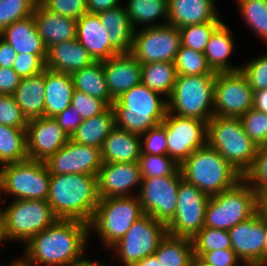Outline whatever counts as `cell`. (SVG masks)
Listing matches in <instances>:
<instances>
[{
    "label": "cell",
    "mask_w": 267,
    "mask_h": 266,
    "mask_svg": "<svg viewBox=\"0 0 267 266\" xmlns=\"http://www.w3.org/2000/svg\"><path fill=\"white\" fill-rule=\"evenodd\" d=\"M167 129L168 156L179 165L194 151L207 144V122L167 111L162 122Z\"/></svg>",
    "instance_id": "cell-16"
},
{
    "label": "cell",
    "mask_w": 267,
    "mask_h": 266,
    "mask_svg": "<svg viewBox=\"0 0 267 266\" xmlns=\"http://www.w3.org/2000/svg\"><path fill=\"white\" fill-rule=\"evenodd\" d=\"M88 13L98 14L108 9L115 8L120 4V0H86Z\"/></svg>",
    "instance_id": "cell-56"
},
{
    "label": "cell",
    "mask_w": 267,
    "mask_h": 266,
    "mask_svg": "<svg viewBox=\"0 0 267 266\" xmlns=\"http://www.w3.org/2000/svg\"><path fill=\"white\" fill-rule=\"evenodd\" d=\"M76 39L94 61L108 60L119 52L110 44L98 14L86 13L77 20Z\"/></svg>",
    "instance_id": "cell-22"
},
{
    "label": "cell",
    "mask_w": 267,
    "mask_h": 266,
    "mask_svg": "<svg viewBox=\"0 0 267 266\" xmlns=\"http://www.w3.org/2000/svg\"><path fill=\"white\" fill-rule=\"evenodd\" d=\"M72 79L75 90L102 100L108 107L113 105L114 99L107 87L103 61H94L74 72Z\"/></svg>",
    "instance_id": "cell-33"
},
{
    "label": "cell",
    "mask_w": 267,
    "mask_h": 266,
    "mask_svg": "<svg viewBox=\"0 0 267 266\" xmlns=\"http://www.w3.org/2000/svg\"><path fill=\"white\" fill-rule=\"evenodd\" d=\"M115 127V114L109 106L101 114L85 119L70 137L75 143L101 149L104 140Z\"/></svg>",
    "instance_id": "cell-32"
},
{
    "label": "cell",
    "mask_w": 267,
    "mask_h": 266,
    "mask_svg": "<svg viewBox=\"0 0 267 266\" xmlns=\"http://www.w3.org/2000/svg\"><path fill=\"white\" fill-rule=\"evenodd\" d=\"M0 124L27 129L28 120L13 95L0 94Z\"/></svg>",
    "instance_id": "cell-46"
},
{
    "label": "cell",
    "mask_w": 267,
    "mask_h": 266,
    "mask_svg": "<svg viewBox=\"0 0 267 266\" xmlns=\"http://www.w3.org/2000/svg\"><path fill=\"white\" fill-rule=\"evenodd\" d=\"M47 54H17L12 69L21 77L27 78L45 70Z\"/></svg>",
    "instance_id": "cell-50"
},
{
    "label": "cell",
    "mask_w": 267,
    "mask_h": 266,
    "mask_svg": "<svg viewBox=\"0 0 267 266\" xmlns=\"http://www.w3.org/2000/svg\"><path fill=\"white\" fill-rule=\"evenodd\" d=\"M166 234V224L144 214L111 249L117 253L124 266H132L142 258L154 254Z\"/></svg>",
    "instance_id": "cell-11"
},
{
    "label": "cell",
    "mask_w": 267,
    "mask_h": 266,
    "mask_svg": "<svg viewBox=\"0 0 267 266\" xmlns=\"http://www.w3.org/2000/svg\"><path fill=\"white\" fill-rule=\"evenodd\" d=\"M245 133L256 144H267V114L251 108L240 117Z\"/></svg>",
    "instance_id": "cell-44"
},
{
    "label": "cell",
    "mask_w": 267,
    "mask_h": 266,
    "mask_svg": "<svg viewBox=\"0 0 267 266\" xmlns=\"http://www.w3.org/2000/svg\"><path fill=\"white\" fill-rule=\"evenodd\" d=\"M142 177L138 162L103 163L97 175L100 199L137 195L132 188L141 187ZM134 194H133V193Z\"/></svg>",
    "instance_id": "cell-20"
},
{
    "label": "cell",
    "mask_w": 267,
    "mask_h": 266,
    "mask_svg": "<svg viewBox=\"0 0 267 266\" xmlns=\"http://www.w3.org/2000/svg\"><path fill=\"white\" fill-rule=\"evenodd\" d=\"M232 249L243 261L240 266H263L266 214L257 212L228 230Z\"/></svg>",
    "instance_id": "cell-17"
},
{
    "label": "cell",
    "mask_w": 267,
    "mask_h": 266,
    "mask_svg": "<svg viewBox=\"0 0 267 266\" xmlns=\"http://www.w3.org/2000/svg\"><path fill=\"white\" fill-rule=\"evenodd\" d=\"M2 241H9L6 233L5 221L3 215L0 213V245Z\"/></svg>",
    "instance_id": "cell-60"
},
{
    "label": "cell",
    "mask_w": 267,
    "mask_h": 266,
    "mask_svg": "<svg viewBox=\"0 0 267 266\" xmlns=\"http://www.w3.org/2000/svg\"><path fill=\"white\" fill-rule=\"evenodd\" d=\"M37 0H0V33L15 21L33 15Z\"/></svg>",
    "instance_id": "cell-43"
},
{
    "label": "cell",
    "mask_w": 267,
    "mask_h": 266,
    "mask_svg": "<svg viewBox=\"0 0 267 266\" xmlns=\"http://www.w3.org/2000/svg\"><path fill=\"white\" fill-rule=\"evenodd\" d=\"M127 2V6L124 7L134 31L139 28L137 25L150 28L168 23V0H129ZM160 18L164 19L162 23L158 20Z\"/></svg>",
    "instance_id": "cell-34"
},
{
    "label": "cell",
    "mask_w": 267,
    "mask_h": 266,
    "mask_svg": "<svg viewBox=\"0 0 267 266\" xmlns=\"http://www.w3.org/2000/svg\"><path fill=\"white\" fill-rule=\"evenodd\" d=\"M222 22H208L189 25L179 29L181 45L204 53L213 31Z\"/></svg>",
    "instance_id": "cell-42"
},
{
    "label": "cell",
    "mask_w": 267,
    "mask_h": 266,
    "mask_svg": "<svg viewBox=\"0 0 267 266\" xmlns=\"http://www.w3.org/2000/svg\"><path fill=\"white\" fill-rule=\"evenodd\" d=\"M141 82L150 90L171 96L177 78L174 62H151L141 64Z\"/></svg>",
    "instance_id": "cell-36"
},
{
    "label": "cell",
    "mask_w": 267,
    "mask_h": 266,
    "mask_svg": "<svg viewBox=\"0 0 267 266\" xmlns=\"http://www.w3.org/2000/svg\"><path fill=\"white\" fill-rule=\"evenodd\" d=\"M255 194L258 212L267 215V181L255 188Z\"/></svg>",
    "instance_id": "cell-57"
},
{
    "label": "cell",
    "mask_w": 267,
    "mask_h": 266,
    "mask_svg": "<svg viewBox=\"0 0 267 266\" xmlns=\"http://www.w3.org/2000/svg\"><path fill=\"white\" fill-rule=\"evenodd\" d=\"M27 159L26 129L0 124V166Z\"/></svg>",
    "instance_id": "cell-37"
},
{
    "label": "cell",
    "mask_w": 267,
    "mask_h": 266,
    "mask_svg": "<svg viewBox=\"0 0 267 266\" xmlns=\"http://www.w3.org/2000/svg\"><path fill=\"white\" fill-rule=\"evenodd\" d=\"M245 23L267 45V0H236Z\"/></svg>",
    "instance_id": "cell-38"
},
{
    "label": "cell",
    "mask_w": 267,
    "mask_h": 266,
    "mask_svg": "<svg viewBox=\"0 0 267 266\" xmlns=\"http://www.w3.org/2000/svg\"><path fill=\"white\" fill-rule=\"evenodd\" d=\"M105 264V265H104ZM89 266H106V263L98 262V260L93 261Z\"/></svg>",
    "instance_id": "cell-64"
},
{
    "label": "cell",
    "mask_w": 267,
    "mask_h": 266,
    "mask_svg": "<svg viewBox=\"0 0 267 266\" xmlns=\"http://www.w3.org/2000/svg\"><path fill=\"white\" fill-rule=\"evenodd\" d=\"M94 62L77 39L57 43L47 49L45 67L72 75Z\"/></svg>",
    "instance_id": "cell-25"
},
{
    "label": "cell",
    "mask_w": 267,
    "mask_h": 266,
    "mask_svg": "<svg viewBox=\"0 0 267 266\" xmlns=\"http://www.w3.org/2000/svg\"><path fill=\"white\" fill-rule=\"evenodd\" d=\"M50 175L89 174L97 176L103 161L101 149L69 140L45 161Z\"/></svg>",
    "instance_id": "cell-18"
},
{
    "label": "cell",
    "mask_w": 267,
    "mask_h": 266,
    "mask_svg": "<svg viewBox=\"0 0 267 266\" xmlns=\"http://www.w3.org/2000/svg\"><path fill=\"white\" fill-rule=\"evenodd\" d=\"M0 37L17 54H47V48L37 32L33 15L7 26L0 33Z\"/></svg>",
    "instance_id": "cell-28"
},
{
    "label": "cell",
    "mask_w": 267,
    "mask_h": 266,
    "mask_svg": "<svg viewBox=\"0 0 267 266\" xmlns=\"http://www.w3.org/2000/svg\"><path fill=\"white\" fill-rule=\"evenodd\" d=\"M101 24L108 32L110 44L119 53L131 52L134 29L127 15L126 8L119 5L98 13Z\"/></svg>",
    "instance_id": "cell-30"
},
{
    "label": "cell",
    "mask_w": 267,
    "mask_h": 266,
    "mask_svg": "<svg viewBox=\"0 0 267 266\" xmlns=\"http://www.w3.org/2000/svg\"><path fill=\"white\" fill-rule=\"evenodd\" d=\"M179 28L169 24L134 31L131 54L141 63L174 62L180 49Z\"/></svg>",
    "instance_id": "cell-13"
},
{
    "label": "cell",
    "mask_w": 267,
    "mask_h": 266,
    "mask_svg": "<svg viewBox=\"0 0 267 266\" xmlns=\"http://www.w3.org/2000/svg\"><path fill=\"white\" fill-rule=\"evenodd\" d=\"M74 90L72 75L45 68L44 116L55 117L69 108Z\"/></svg>",
    "instance_id": "cell-27"
},
{
    "label": "cell",
    "mask_w": 267,
    "mask_h": 266,
    "mask_svg": "<svg viewBox=\"0 0 267 266\" xmlns=\"http://www.w3.org/2000/svg\"><path fill=\"white\" fill-rule=\"evenodd\" d=\"M216 74L177 75L168 101V112L208 121L214 116Z\"/></svg>",
    "instance_id": "cell-6"
},
{
    "label": "cell",
    "mask_w": 267,
    "mask_h": 266,
    "mask_svg": "<svg viewBox=\"0 0 267 266\" xmlns=\"http://www.w3.org/2000/svg\"><path fill=\"white\" fill-rule=\"evenodd\" d=\"M50 172L45 162L27 159L0 166V193L13 200L47 201Z\"/></svg>",
    "instance_id": "cell-9"
},
{
    "label": "cell",
    "mask_w": 267,
    "mask_h": 266,
    "mask_svg": "<svg viewBox=\"0 0 267 266\" xmlns=\"http://www.w3.org/2000/svg\"><path fill=\"white\" fill-rule=\"evenodd\" d=\"M257 212L255 189L242 179L232 188L210 197L204 227L229 230Z\"/></svg>",
    "instance_id": "cell-8"
},
{
    "label": "cell",
    "mask_w": 267,
    "mask_h": 266,
    "mask_svg": "<svg viewBox=\"0 0 267 266\" xmlns=\"http://www.w3.org/2000/svg\"><path fill=\"white\" fill-rule=\"evenodd\" d=\"M210 197L183 178L180 180L176 213L166 224L167 234L192 239L203 227Z\"/></svg>",
    "instance_id": "cell-12"
},
{
    "label": "cell",
    "mask_w": 267,
    "mask_h": 266,
    "mask_svg": "<svg viewBox=\"0 0 267 266\" xmlns=\"http://www.w3.org/2000/svg\"><path fill=\"white\" fill-rule=\"evenodd\" d=\"M39 2L49 11L75 20L88 13L86 0H41Z\"/></svg>",
    "instance_id": "cell-49"
},
{
    "label": "cell",
    "mask_w": 267,
    "mask_h": 266,
    "mask_svg": "<svg viewBox=\"0 0 267 266\" xmlns=\"http://www.w3.org/2000/svg\"><path fill=\"white\" fill-rule=\"evenodd\" d=\"M21 79L12 68L0 67V94L13 95Z\"/></svg>",
    "instance_id": "cell-54"
},
{
    "label": "cell",
    "mask_w": 267,
    "mask_h": 266,
    "mask_svg": "<svg viewBox=\"0 0 267 266\" xmlns=\"http://www.w3.org/2000/svg\"><path fill=\"white\" fill-rule=\"evenodd\" d=\"M180 169L174 175L144 178L137 191L144 214L167 224L176 213Z\"/></svg>",
    "instance_id": "cell-14"
},
{
    "label": "cell",
    "mask_w": 267,
    "mask_h": 266,
    "mask_svg": "<svg viewBox=\"0 0 267 266\" xmlns=\"http://www.w3.org/2000/svg\"><path fill=\"white\" fill-rule=\"evenodd\" d=\"M240 70L254 92L267 89V53L249 60Z\"/></svg>",
    "instance_id": "cell-47"
},
{
    "label": "cell",
    "mask_w": 267,
    "mask_h": 266,
    "mask_svg": "<svg viewBox=\"0 0 267 266\" xmlns=\"http://www.w3.org/2000/svg\"><path fill=\"white\" fill-rule=\"evenodd\" d=\"M70 107L72 110L77 111L83 120L97 116L108 108L102 100L78 90L73 92Z\"/></svg>",
    "instance_id": "cell-48"
},
{
    "label": "cell",
    "mask_w": 267,
    "mask_h": 266,
    "mask_svg": "<svg viewBox=\"0 0 267 266\" xmlns=\"http://www.w3.org/2000/svg\"><path fill=\"white\" fill-rule=\"evenodd\" d=\"M90 234L88 223L58 219L25 243L22 257L30 266H89L95 261L84 255Z\"/></svg>",
    "instance_id": "cell-1"
},
{
    "label": "cell",
    "mask_w": 267,
    "mask_h": 266,
    "mask_svg": "<svg viewBox=\"0 0 267 266\" xmlns=\"http://www.w3.org/2000/svg\"><path fill=\"white\" fill-rule=\"evenodd\" d=\"M253 108L267 114V89L254 92Z\"/></svg>",
    "instance_id": "cell-58"
},
{
    "label": "cell",
    "mask_w": 267,
    "mask_h": 266,
    "mask_svg": "<svg viewBox=\"0 0 267 266\" xmlns=\"http://www.w3.org/2000/svg\"><path fill=\"white\" fill-rule=\"evenodd\" d=\"M138 163L142 179L174 175L180 169L168 155L140 154Z\"/></svg>",
    "instance_id": "cell-41"
},
{
    "label": "cell",
    "mask_w": 267,
    "mask_h": 266,
    "mask_svg": "<svg viewBox=\"0 0 267 266\" xmlns=\"http://www.w3.org/2000/svg\"><path fill=\"white\" fill-rule=\"evenodd\" d=\"M99 199L97 176L50 175L47 202L58 219L79 220L89 224Z\"/></svg>",
    "instance_id": "cell-2"
},
{
    "label": "cell",
    "mask_w": 267,
    "mask_h": 266,
    "mask_svg": "<svg viewBox=\"0 0 267 266\" xmlns=\"http://www.w3.org/2000/svg\"><path fill=\"white\" fill-rule=\"evenodd\" d=\"M215 0H168V23L177 28L223 22Z\"/></svg>",
    "instance_id": "cell-23"
},
{
    "label": "cell",
    "mask_w": 267,
    "mask_h": 266,
    "mask_svg": "<svg viewBox=\"0 0 267 266\" xmlns=\"http://www.w3.org/2000/svg\"><path fill=\"white\" fill-rule=\"evenodd\" d=\"M243 179L255 189L267 181V144L258 147L252 167L243 175Z\"/></svg>",
    "instance_id": "cell-51"
},
{
    "label": "cell",
    "mask_w": 267,
    "mask_h": 266,
    "mask_svg": "<svg viewBox=\"0 0 267 266\" xmlns=\"http://www.w3.org/2000/svg\"><path fill=\"white\" fill-rule=\"evenodd\" d=\"M143 215L144 212L136 195L99 199L89 223V231L92 232L94 229L103 246L111 248Z\"/></svg>",
    "instance_id": "cell-7"
},
{
    "label": "cell",
    "mask_w": 267,
    "mask_h": 266,
    "mask_svg": "<svg viewBox=\"0 0 267 266\" xmlns=\"http://www.w3.org/2000/svg\"><path fill=\"white\" fill-rule=\"evenodd\" d=\"M180 171L184 180L209 197L232 188L243 179V175L208 144L183 161Z\"/></svg>",
    "instance_id": "cell-4"
},
{
    "label": "cell",
    "mask_w": 267,
    "mask_h": 266,
    "mask_svg": "<svg viewBox=\"0 0 267 266\" xmlns=\"http://www.w3.org/2000/svg\"><path fill=\"white\" fill-rule=\"evenodd\" d=\"M191 240L196 257L205 252L232 248L228 230L203 227Z\"/></svg>",
    "instance_id": "cell-40"
},
{
    "label": "cell",
    "mask_w": 267,
    "mask_h": 266,
    "mask_svg": "<svg viewBox=\"0 0 267 266\" xmlns=\"http://www.w3.org/2000/svg\"><path fill=\"white\" fill-rule=\"evenodd\" d=\"M235 42L230 28L224 21L213 31L204 50L207 63L215 73L233 72L240 66L231 65L228 59L234 51Z\"/></svg>",
    "instance_id": "cell-29"
},
{
    "label": "cell",
    "mask_w": 267,
    "mask_h": 266,
    "mask_svg": "<svg viewBox=\"0 0 267 266\" xmlns=\"http://www.w3.org/2000/svg\"><path fill=\"white\" fill-rule=\"evenodd\" d=\"M200 258L209 266H239L242 262L232 248L205 252Z\"/></svg>",
    "instance_id": "cell-52"
},
{
    "label": "cell",
    "mask_w": 267,
    "mask_h": 266,
    "mask_svg": "<svg viewBox=\"0 0 267 266\" xmlns=\"http://www.w3.org/2000/svg\"><path fill=\"white\" fill-rule=\"evenodd\" d=\"M26 133L28 159L43 162L70 140L53 117L28 120Z\"/></svg>",
    "instance_id": "cell-19"
},
{
    "label": "cell",
    "mask_w": 267,
    "mask_h": 266,
    "mask_svg": "<svg viewBox=\"0 0 267 266\" xmlns=\"http://www.w3.org/2000/svg\"><path fill=\"white\" fill-rule=\"evenodd\" d=\"M17 53L0 37V67L12 68Z\"/></svg>",
    "instance_id": "cell-55"
},
{
    "label": "cell",
    "mask_w": 267,
    "mask_h": 266,
    "mask_svg": "<svg viewBox=\"0 0 267 266\" xmlns=\"http://www.w3.org/2000/svg\"><path fill=\"white\" fill-rule=\"evenodd\" d=\"M9 203L5 208H0V213L4 217L10 241L25 244L58 220L45 200H13Z\"/></svg>",
    "instance_id": "cell-10"
},
{
    "label": "cell",
    "mask_w": 267,
    "mask_h": 266,
    "mask_svg": "<svg viewBox=\"0 0 267 266\" xmlns=\"http://www.w3.org/2000/svg\"><path fill=\"white\" fill-rule=\"evenodd\" d=\"M188 266H209L200 257L194 256Z\"/></svg>",
    "instance_id": "cell-61"
},
{
    "label": "cell",
    "mask_w": 267,
    "mask_h": 266,
    "mask_svg": "<svg viewBox=\"0 0 267 266\" xmlns=\"http://www.w3.org/2000/svg\"><path fill=\"white\" fill-rule=\"evenodd\" d=\"M132 266H161L159 260L156 258L155 254L148 255L145 258H142L137 263H134Z\"/></svg>",
    "instance_id": "cell-59"
},
{
    "label": "cell",
    "mask_w": 267,
    "mask_h": 266,
    "mask_svg": "<svg viewBox=\"0 0 267 266\" xmlns=\"http://www.w3.org/2000/svg\"><path fill=\"white\" fill-rule=\"evenodd\" d=\"M177 75H202L216 74L209 67L203 52L196 51L184 46L176 53L174 60Z\"/></svg>",
    "instance_id": "cell-39"
},
{
    "label": "cell",
    "mask_w": 267,
    "mask_h": 266,
    "mask_svg": "<svg viewBox=\"0 0 267 266\" xmlns=\"http://www.w3.org/2000/svg\"><path fill=\"white\" fill-rule=\"evenodd\" d=\"M207 144L242 175L252 167L258 150L238 117L214 115L207 123Z\"/></svg>",
    "instance_id": "cell-5"
},
{
    "label": "cell",
    "mask_w": 267,
    "mask_h": 266,
    "mask_svg": "<svg viewBox=\"0 0 267 266\" xmlns=\"http://www.w3.org/2000/svg\"><path fill=\"white\" fill-rule=\"evenodd\" d=\"M154 254L161 266H188L194 257L192 240L166 234Z\"/></svg>",
    "instance_id": "cell-35"
},
{
    "label": "cell",
    "mask_w": 267,
    "mask_h": 266,
    "mask_svg": "<svg viewBox=\"0 0 267 266\" xmlns=\"http://www.w3.org/2000/svg\"><path fill=\"white\" fill-rule=\"evenodd\" d=\"M4 266H30L28 262L22 257L20 259L15 260L12 264L4 265Z\"/></svg>",
    "instance_id": "cell-63"
},
{
    "label": "cell",
    "mask_w": 267,
    "mask_h": 266,
    "mask_svg": "<svg viewBox=\"0 0 267 266\" xmlns=\"http://www.w3.org/2000/svg\"><path fill=\"white\" fill-rule=\"evenodd\" d=\"M163 95L150 90L142 82L114 100L115 126L135 134H143L163 122L168 101Z\"/></svg>",
    "instance_id": "cell-3"
},
{
    "label": "cell",
    "mask_w": 267,
    "mask_h": 266,
    "mask_svg": "<svg viewBox=\"0 0 267 266\" xmlns=\"http://www.w3.org/2000/svg\"><path fill=\"white\" fill-rule=\"evenodd\" d=\"M45 93V70L21 79L13 96L27 120L44 116Z\"/></svg>",
    "instance_id": "cell-31"
},
{
    "label": "cell",
    "mask_w": 267,
    "mask_h": 266,
    "mask_svg": "<svg viewBox=\"0 0 267 266\" xmlns=\"http://www.w3.org/2000/svg\"><path fill=\"white\" fill-rule=\"evenodd\" d=\"M263 266H267V215H266L265 242H264V248H263Z\"/></svg>",
    "instance_id": "cell-62"
},
{
    "label": "cell",
    "mask_w": 267,
    "mask_h": 266,
    "mask_svg": "<svg viewBox=\"0 0 267 266\" xmlns=\"http://www.w3.org/2000/svg\"><path fill=\"white\" fill-rule=\"evenodd\" d=\"M58 125L71 137L77 130L83 119L79 113L72 110L71 107L53 117Z\"/></svg>",
    "instance_id": "cell-53"
},
{
    "label": "cell",
    "mask_w": 267,
    "mask_h": 266,
    "mask_svg": "<svg viewBox=\"0 0 267 266\" xmlns=\"http://www.w3.org/2000/svg\"><path fill=\"white\" fill-rule=\"evenodd\" d=\"M140 139L141 154L168 155L167 129L163 123L141 134Z\"/></svg>",
    "instance_id": "cell-45"
},
{
    "label": "cell",
    "mask_w": 267,
    "mask_h": 266,
    "mask_svg": "<svg viewBox=\"0 0 267 266\" xmlns=\"http://www.w3.org/2000/svg\"><path fill=\"white\" fill-rule=\"evenodd\" d=\"M140 140L139 134L115 126L101 148L103 163L138 162L141 154Z\"/></svg>",
    "instance_id": "cell-26"
},
{
    "label": "cell",
    "mask_w": 267,
    "mask_h": 266,
    "mask_svg": "<svg viewBox=\"0 0 267 266\" xmlns=\"http://www.w3.org/2000/svg\"><path fill=\"white\" fill-rule=\"evenodd\" d=\"M37 32L48 49L57 43L76 39L77 20L59 15L37 2L33 11Z\"/></svg>",
    "instance_id": "cell-24"
},
{
    "label": "cell",
    "mask_w": 267,
    "mask_h": 266,
    "mask_svg": "<svg viewBox=\"0 0 267 266\" xmlns=\"http://www.w3.org/2000/svg\"><path fill=\"white\" fill-rule=\"evenodd\" d=\"M254 91L241 70L216 73L214 115L238 117L253 108Z\"/></svg>",
    "instance_id": "cell-15"
},
{
    "label": "cell",
    "mask_w": 267,
    "mask_h": 266,
    "mask_svg": "<svg viewBox=\"0 0 267 266\" xmlns=\"http://www.w3.org/2000/svg\"><path fill=\"white\" fill-rule=\"evenodd\" d=\"M103 70L111 97L115 100L141 83V63L129 52L103 61Z\"/></svg>",
    "instance_id": "cell-21"
}]
</instances>
